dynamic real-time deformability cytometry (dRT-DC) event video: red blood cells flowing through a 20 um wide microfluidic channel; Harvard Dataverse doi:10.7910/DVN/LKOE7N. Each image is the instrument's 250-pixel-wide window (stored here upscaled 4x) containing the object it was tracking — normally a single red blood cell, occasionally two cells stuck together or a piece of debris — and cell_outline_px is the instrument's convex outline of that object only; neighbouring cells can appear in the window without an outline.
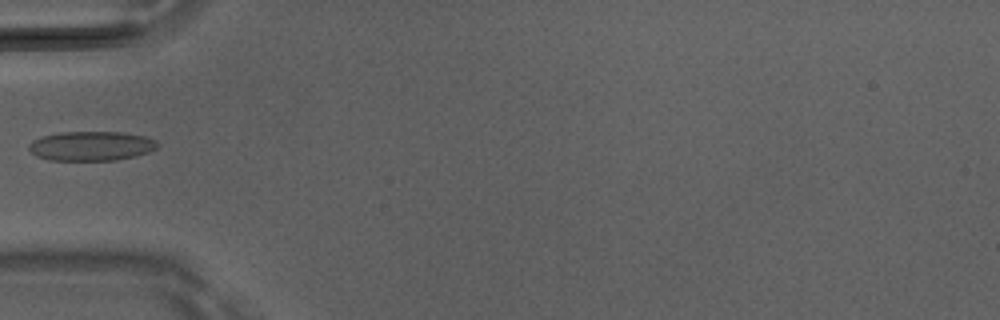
{"species": "Egyptian fruit bat (a non-hibernating species)", "species_latin": "Rousettus aegyptiacus", "temperature_condition": "room temperature", "stored_images_in_passage": 34, "camera_frame_rate_fps": 3000, "um_per_image_px": 0.085, "animal": {"sex": "male"}, "frame": {"image": 1, "passage_image": 1, "time_ms": 0.0, "image_size_px": [1000, 320], "cell_outline_px": [[160, 144], [156, 148], [148, 152], [136, 156], [116, 160], [48, 160], [36, 156], [28, 148], [28, 144], [32, 140], [40, 136], [60, 132], [124, 132], [144, 136], [156, 140]], "centroid_in_image_um": [7.74, 12.4], "position_along_channel_um": 77.3, "area_um2": 22.25}}
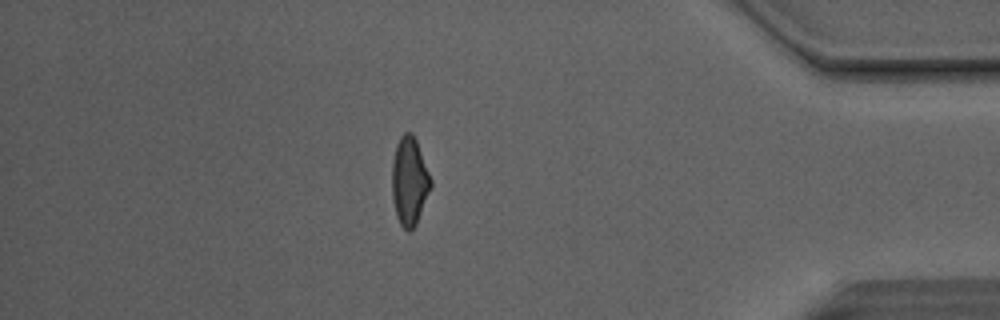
{"frame": {"image": 2, "passage_image": 27, "time_ms": 8.667, "image_size_px": [1000, 320], "cell_outline_px": [[432, 188], [416, 224], [408, 232], [400, 224], [396, 216], [392, 196], [392, 160], [396, 144], [400, 136], [404, 132], [412, 132], [416, 140], [432, 180]], "centroid_in_image_um": [34.8, 15.39], "position_along_channel_um": 400.4, "area_um2": 20.11}}
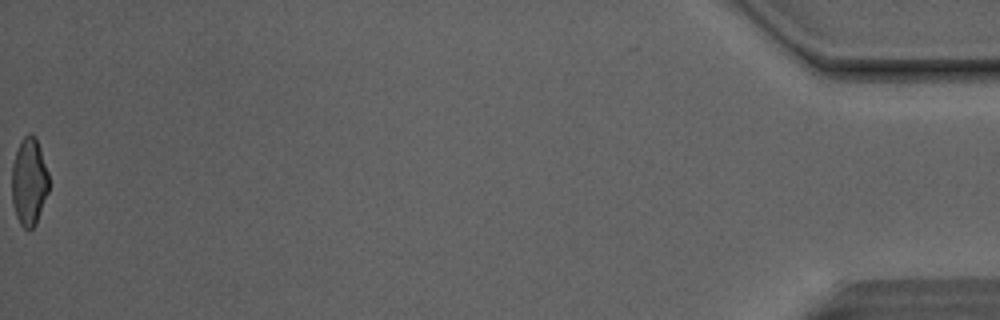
{"frame": {"image": 3, "passage_image": 34, "time_ms": 11.0, "image_size_px": [1000, 320], "cell_outline_px": [[48, 192], [36, 224], [32, 228], [24, 228], [20, 224], [16, 216], [12, 204], [12, 164], [20, 140], [28, 132], [32, 132], [36, 136], [48, 172]], "centroid_in_image_um": [2.46, 15.41], "position_along_channel_um": 432.7, "area_um2": 19.02}}